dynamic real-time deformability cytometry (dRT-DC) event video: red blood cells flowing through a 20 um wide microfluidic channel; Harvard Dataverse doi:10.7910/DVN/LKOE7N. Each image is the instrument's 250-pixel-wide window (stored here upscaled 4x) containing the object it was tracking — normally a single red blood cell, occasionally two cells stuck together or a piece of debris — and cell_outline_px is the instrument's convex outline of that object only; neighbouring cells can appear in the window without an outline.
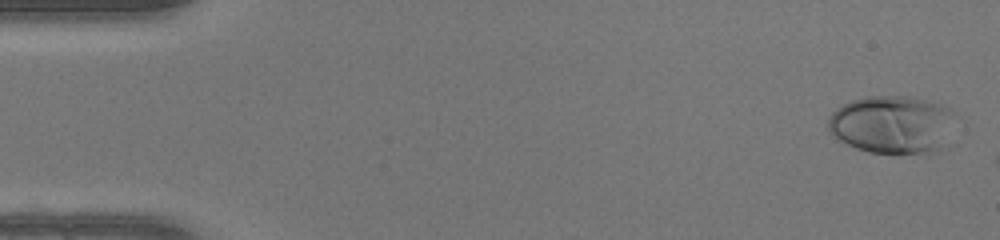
{"species": "human", "species_latin": "Homo sapiens", "temperature_condition": "warm", "stored_images_in_passage": 9, "camera_frame_rate_fps": 3000, "um_per_image_px": 0.085, "donor": {"sex": "female"}, "frame": {"image": 1, "passage_image": 1, "time_ms": 0.0, "image_size_px": [1000, 240], "cell_outline_px": [[960, 116], [948, 148], [928, 156], [868, 152], [856, 148], [836, 140], [832, 136], [828, 128], [828, 116], [836, 108], [852, 100], [864, 96], [908, 96], [940, 104], [952, 108]], "centroid_in_image_um": [76.0, 10.64], "position_along_channel_um": 9.0, "area_um2": 45.49}}